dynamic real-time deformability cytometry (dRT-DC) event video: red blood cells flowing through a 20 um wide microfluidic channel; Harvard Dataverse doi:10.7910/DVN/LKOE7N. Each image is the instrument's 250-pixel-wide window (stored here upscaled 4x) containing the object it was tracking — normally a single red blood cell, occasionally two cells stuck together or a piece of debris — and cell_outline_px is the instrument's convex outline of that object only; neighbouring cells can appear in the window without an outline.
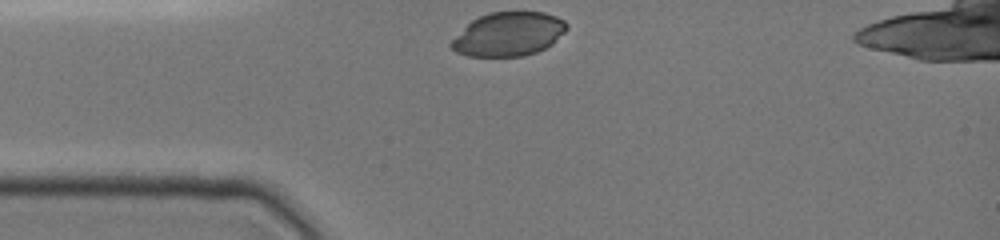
{"species": "common noctule bat (a hibernating species)", "species_latin": "Nyctalus noctula", "temperature_condition": "cold", "stored_images_in_passage": 27, "camera_frame_rate_fps": 3000, "um_per_image_px": 0.085, "animal": {"sex": "female", "body_mass_g": 19.0, "forearm_length_mm": 51.5}, "frame": {"image": 1, "passage_image": 1, "time_ms": 0.0, "image_size_px": [1000, 240], "cell_outline_px": [[568, 28], [552, 44], [536, 52], [524, 56], [468, 56], [456, 52], [448, 44], [472, 20], [488, 12], [544, 12], [556, 16], [564, 20], [568, 24]], "centroid_in_image_um": [43.24, 2.9], "position_along_channel_um": 41.8, "area_um2": 29.36}}
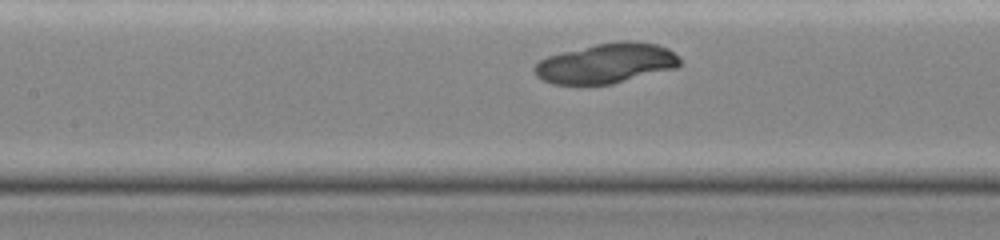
{"frame": {"image": 2, "passage_image": 10, "time_ms": 3.333, "image_size_px": [1000, 240], "cell_outline_px": [[680, 64], [676, 68], [612, 84], [552, 84], [536, 76], [532, 72], [532, 68], [540, 60], [548, 56], [596, 44], [616, 40], [636, 40], [656, 44], [668, 48], [680, 56]], "centroid_in_image_um": [51.55, 5.37], "position_along_channel_um": 155.8, "area_um2": 34.04}}
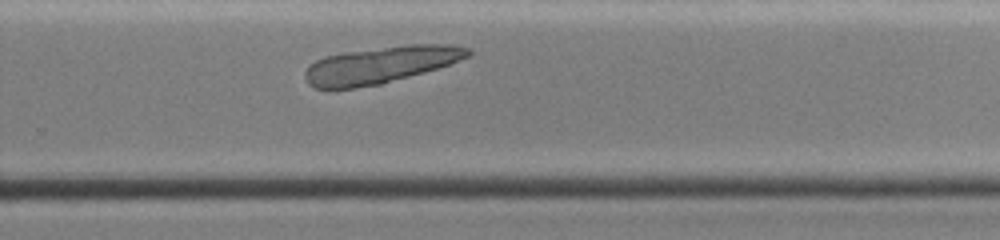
{"frame": {"image": 3, "passage_image": 19, "time_ms": 7.0, "image_size_px": [1000, 240], "cell_outline_px": [[472, 52], [468, 56], [448, 64], [436, 68], [380, 84], [352, 88], [316, 88], [308, 84], [304, 76], [304, 72], [308, 64], [324, 56], [348, 52], [408, 44], [452, 44], [468, 48]], "centroid_in_image_um": [32.3, 5.5], "position_along_channel_um": 297.5, "area_um2": 34.45}}